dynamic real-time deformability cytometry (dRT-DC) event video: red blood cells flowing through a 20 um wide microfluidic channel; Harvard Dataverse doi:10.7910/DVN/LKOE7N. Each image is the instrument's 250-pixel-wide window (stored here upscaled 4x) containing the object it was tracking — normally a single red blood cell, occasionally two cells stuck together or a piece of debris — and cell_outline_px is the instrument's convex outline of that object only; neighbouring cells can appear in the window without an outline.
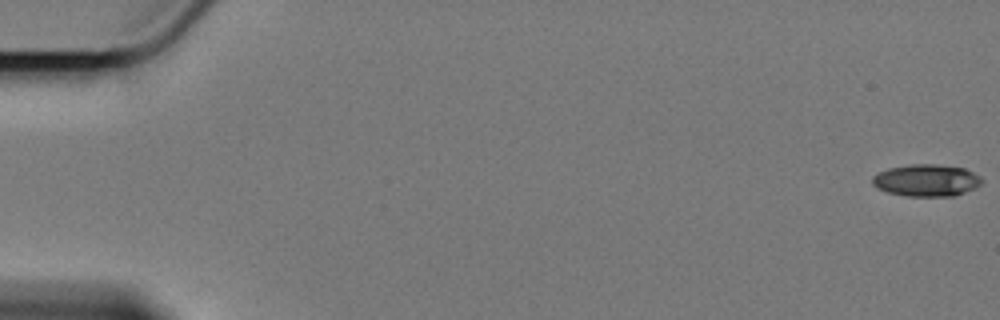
{"species": "Egyptian fruit bat (a non-hibernating species)", "species_latin": "Rousettus aegyptiacus", "temperature_condition": "cold", "stored_images_in_passage": 7, "camera_frame_rate_fps": 3000, "um_per_image_px": 0.085, "animal": {"sex": "female"}, "frame": {"image": 1, "passage_image": 1, "time_ms": 0.0, "image_size_px": [1000, 320], "cell_outline_px": [[984, 180], [980, 184], [956, 196], [908, 196], [888, 192], [876, 188], [872, 184], [872, 176], [888, 168], [908, 164], [936, 164], [964, 168], [980, 176]], "centroid_in_image_um": [78.72, 15.32], "position_along_channel_um": 6.3, "area_um2": 20.4}}